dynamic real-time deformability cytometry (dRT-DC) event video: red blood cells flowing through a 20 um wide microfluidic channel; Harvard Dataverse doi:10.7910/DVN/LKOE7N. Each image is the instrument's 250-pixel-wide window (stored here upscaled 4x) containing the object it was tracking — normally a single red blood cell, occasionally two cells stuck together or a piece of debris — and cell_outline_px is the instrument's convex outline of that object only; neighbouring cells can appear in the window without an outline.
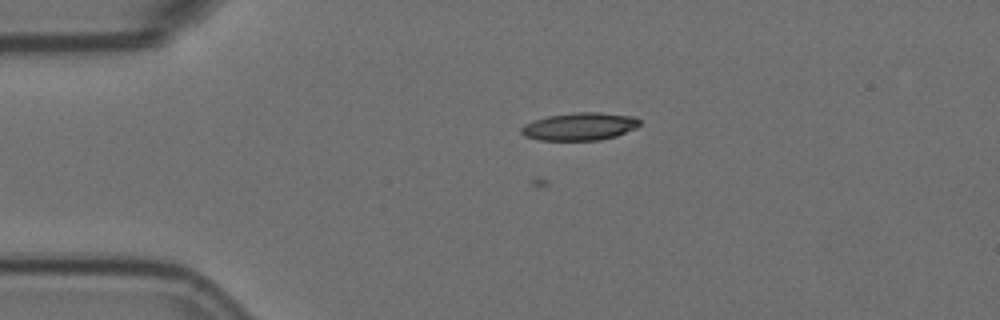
{"species": "Egyptian fruit bat (a non-hibernating species)", "species_latin": "Rousettus aegyptiacus", "temperature_condition": "room temperature", "stored_images_in_passage": 15, "camera_frame_rate_fps": 3000, "um_per_image_px": 0.085, "animal": {"sex": "female"}, "frame": {"image": 1, "passage_image": 15, "time_ms": 4.667, "image_size_px": [1000, 320], "cell_outline_px": [[640, 124], [636, 128], [616, 136], [600, 140], [540, 140], [524, 136], [520, 132], [520, 128], [524, 124], [548, 116], [576, 112], [600, 112], [636, 116], [640, 120]], "centroid_in_image_um": [49.3, 10.75], "position_along_channel_um": 35.7, "area_um2": 19.19}}